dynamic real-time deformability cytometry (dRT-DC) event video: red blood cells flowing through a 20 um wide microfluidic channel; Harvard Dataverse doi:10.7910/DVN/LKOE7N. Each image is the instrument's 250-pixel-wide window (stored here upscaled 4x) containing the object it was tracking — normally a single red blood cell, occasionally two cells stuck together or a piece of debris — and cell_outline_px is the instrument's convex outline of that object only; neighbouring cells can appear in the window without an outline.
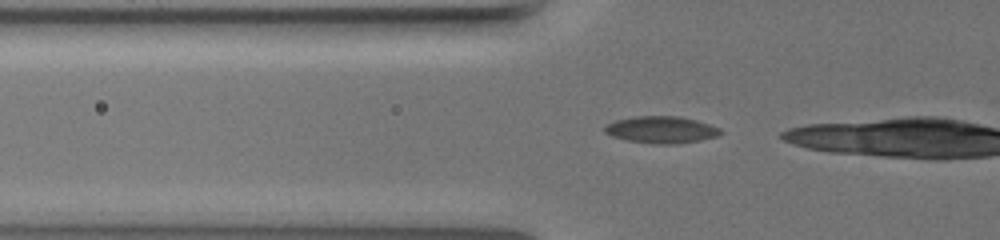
{"species": "common noctule bat (a hibernating species)", "species_latin": "Nyctalus noctula", "temperature_condition": "warm", "stored_images_in_passage": 4, "camera_frame_rate_fps": 3000, "um_per_image_px": 0.085, "animal": {"sex": "female", "body_mass_g": 19.5, "forearm_length_mm": 54.1}, "frame": {"image": 1, "passage_image": 2, "time_ms": 0.333, "image_size_px": [1000, 240], "cell_outline_px": [[724, 132], [716, 136], [700, 140], [676, 144], [656, 144], [628, 140], [612, 136], [604, 132], [604, 124], [616, 120], [636, 116], [676, 116], [696, 120], [720, 128]], "centroid_in_image_um": [56.19, 11.02], "position_along_channel_um": 69.6, "area_um2": 18.09}}